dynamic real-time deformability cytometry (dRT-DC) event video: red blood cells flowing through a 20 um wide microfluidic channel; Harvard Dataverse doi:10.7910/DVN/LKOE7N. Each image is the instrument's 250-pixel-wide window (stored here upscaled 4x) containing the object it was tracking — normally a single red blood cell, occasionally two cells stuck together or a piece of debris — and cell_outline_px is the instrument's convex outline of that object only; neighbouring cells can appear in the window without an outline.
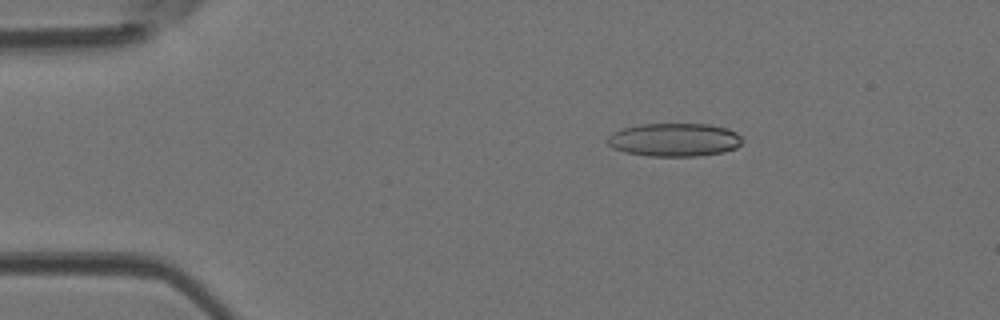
{"species": "Egyptian fruit bat (a non-hibernating species)", "species_latin": "Rousettus aegyptiacus", "temperature_condition": "room temperature", "stored_images_in_passage": 45, "camera_frame_rate_fps": 3000, "um_per_image_px": 0.085, "animal": {"sex": "female"}, "frame": {"image": 1, "passage_image": 8, "time_ms": 2.333, "image_size_px": [1000, 320], "cell_outline_px": [[744, 140], [736, 148], [724, 152], [696, 156], [648, 156], [624, 152], [612, 148], [608, 144], [608, 136], [612, 132], [624, 128], [640, 124], [708, 124], [728, 128], [736, 132]], "centroid_in_image_um": [57.33, 11.88], "position_along_channel_um": 27.7, "area_um2": 26.3}}
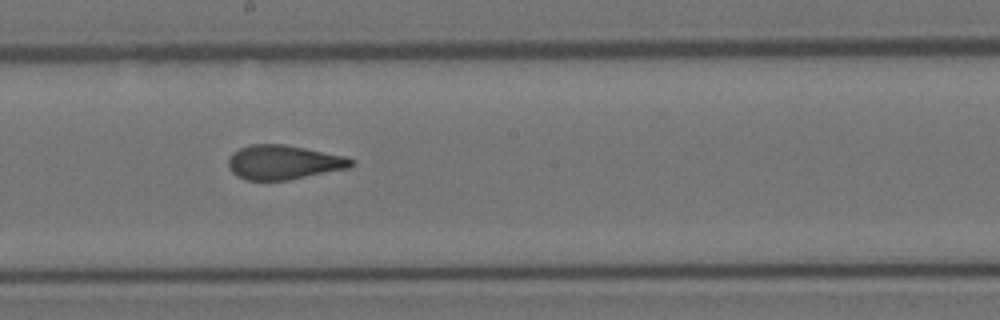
{"frame": {"image": 2, "passage_image": 25, "time_ms": 8.0, "image_size_px": [1000, 320], "cell_outline_px": [[356, 160], [348, 168], [288, 180], [244, 180], [236, 176], [228, 168], [228, 156], [232, 152], [240, 148], [252, 144], [284, 144], [344, 156]], "centroid_in_image_um": [24.05, 13.8], "position_along_channel_um": 224.2, "area_um2": 24.57}}
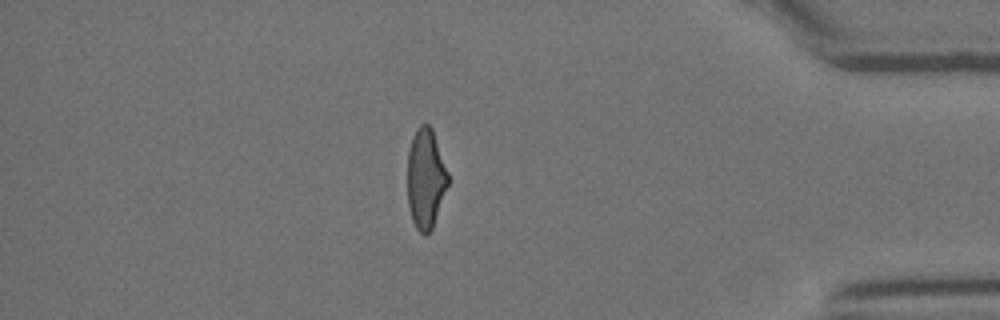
{"frame": {"image": 3, "passage_image": 39, "time_ms": 12.667, "image_size_px": [1000, 320], "cell_outline_px": [[448, 184], [432, 228], [428, 236], [424, 236], [416, 228], [412, 220], [408, 204], [408, 152], [412, 136], [416, 128], [420, 124], [428, 124], [432, 128], [448, 172]], "centroid_in_image_um": [36.17, 15.18], "position_along_channel_um": 399.0, "area_um2": 23.58}}